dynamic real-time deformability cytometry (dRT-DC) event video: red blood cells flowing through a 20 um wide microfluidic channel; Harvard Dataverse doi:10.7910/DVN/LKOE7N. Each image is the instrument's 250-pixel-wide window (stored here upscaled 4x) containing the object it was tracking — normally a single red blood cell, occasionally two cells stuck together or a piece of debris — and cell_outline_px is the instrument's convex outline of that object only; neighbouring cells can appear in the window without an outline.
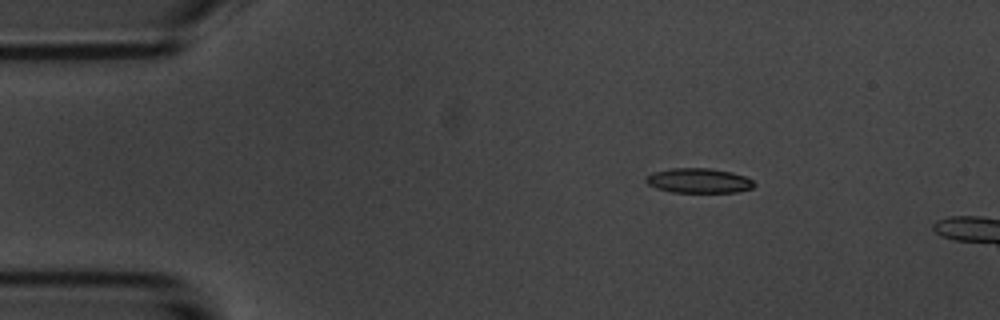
{"species": "common noctule bat (a hibernating species)", "species_latin": "Nyctalus noctula", "temperature_condition": "room temperature", "stored_images_in_passage": 4, "camera_frame_rate_fps": 3000, "um_per_image_px": 0.085, "animal": {"sex": "male", "body_mass_g": 20.1, "forearm_length_mm": 53.5}, "frame": {"image": 1, "passage_image": 1, "time_ms": 0.0, "image_size_px": [1000, 320], "cell_outline_px": [[756, 184], [752, 188], [736, 192], [672, 192], [656, 188], [648, 184], [644, 180], [644, 176], [652, 172], [672, 168], [708, 168], [732, 172], [744, 176], [752, 180]], "centroid_in_image_um": [59.35, 15.35], "position_along_channel_um": 25.6, "area_um2": 15.66}}